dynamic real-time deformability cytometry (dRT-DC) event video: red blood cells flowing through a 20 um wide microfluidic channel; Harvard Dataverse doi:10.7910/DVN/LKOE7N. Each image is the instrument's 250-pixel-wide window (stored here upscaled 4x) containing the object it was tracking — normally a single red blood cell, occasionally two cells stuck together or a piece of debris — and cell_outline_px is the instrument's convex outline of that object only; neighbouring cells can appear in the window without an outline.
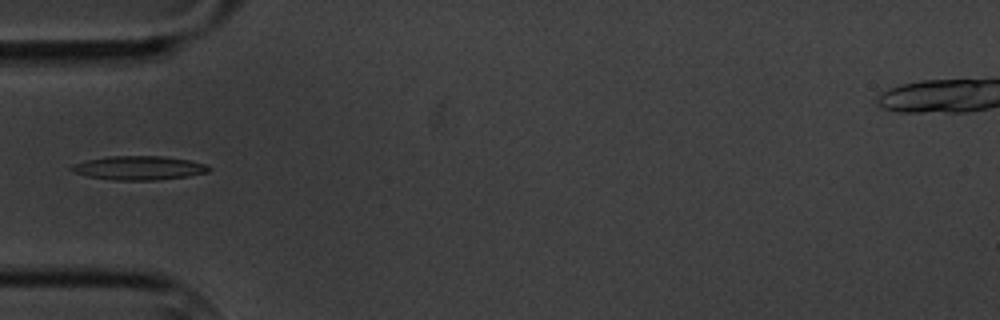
{"species": "common noctule bat (a hibernating species)", "species_latin": "Nyctalus noctula", "temperature_condition": "cold", "stored_images_in_passage": 5, "camera_frame_rate_fps": 3000, "um_per_image_px": 0.085, "animal": {"sex": "male", "body_mass_g": 20.1, "forearm_length_mm": 53.5}, "frame": {"image": 1, "passage_image": 5, "time_ms": 4.667, "image_size_px": [1000, 320], "cell_outline_px": [[212, 168], [208, 172], [188, 176], [156, 180], [112, 180], [88, 176], [72, 172], [68, 168], [72, 164], [88, 160], [108, 156], [160, 156], [188, 160], [204, 164]], "centroid_in_image_um": [11.77, 14.28], "position_along_channel_um": 73.2, "area_um2": 19.07}}